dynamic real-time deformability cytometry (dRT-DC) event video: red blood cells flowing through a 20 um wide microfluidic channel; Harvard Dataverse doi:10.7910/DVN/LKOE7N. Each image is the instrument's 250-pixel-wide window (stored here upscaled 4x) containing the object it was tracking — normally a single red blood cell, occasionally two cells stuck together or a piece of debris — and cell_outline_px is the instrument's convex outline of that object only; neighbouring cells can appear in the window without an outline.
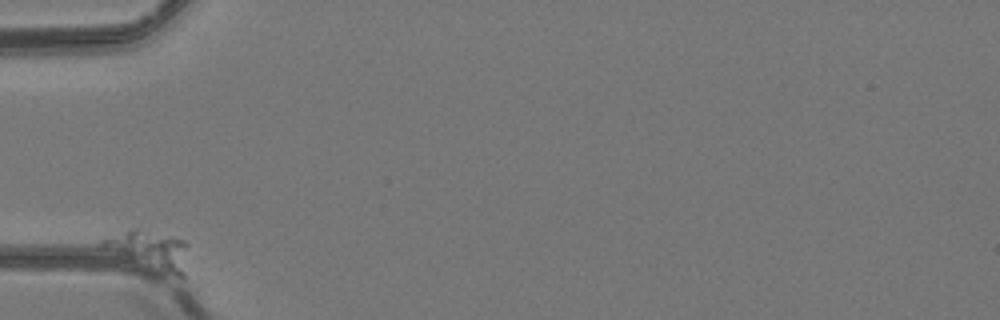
{"species": "common noctule bat (a hibernating species)", "species_latin": "Nyctalus noctula", "temperature_condition": "room temperature", "stored_images_in_passage": 35, "camera_frame_rate_fps": 3000, "um_per_image_px": 0.085, "animal": {"sex": "female", "body_mass_g": 24.6, "forearm_length_mm": 56.2}, "frame": {"image": 1, "passage_image": 1, "time_ms": 0.0, "image_size_px": [1000, 320], "cell_outline_px": [[188, 244], [184, 276], [160, 276], [100, 248], [100, 240], [132, 228], [140, 228], [172, 236], [184, 240]], "centroid_in_image_um": [12.7, 21.32], "position_along_channel_um": 72.3, "area_um2": 20.4}}
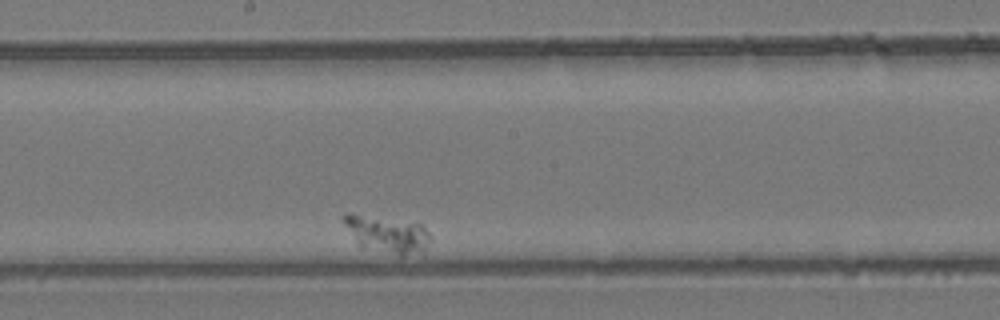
{"frame": {"image": 2, "passage_image": 20, "time_ms": 6.333, "image_size_px": [1000, 320], "cell_outline_px": [[432, 240], [424, 252], [404, 256], [400, 256], [360, 248], [344, 224], [344, 216], [348, 212], [352, 212], [420, 224], [432, 236]], "centroid_in_image_um": [32.92, 19.94], "position_along_channel_um": 215.3, "area_um2": 19.07}}
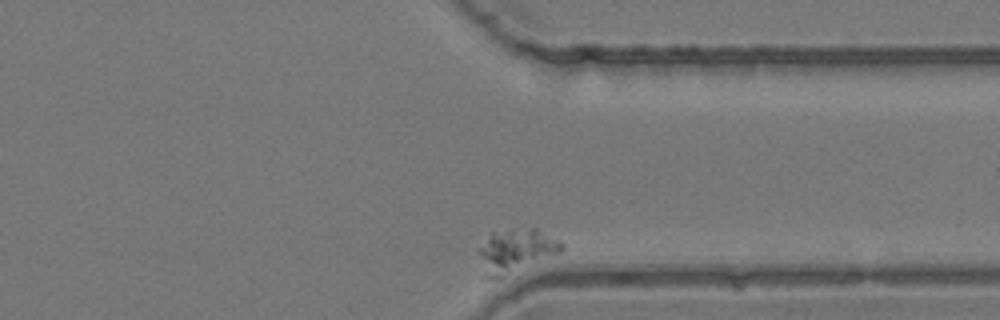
{"frame": {"image": 3, "passage_image": 35, "time_ms": 11.333, "image_size_px": [1000, 320], "cell_outline_px": [[564, 248], [560, 252], [500, 276], [480, 276], [476, 248], [492, 232], [512, 228], [536, 228], [560, 240], [564, 244]], "centroid_in_image_um": [43.76, 21.26], "position_along_channel_um": 367.6, "area_um2": 21.04}}